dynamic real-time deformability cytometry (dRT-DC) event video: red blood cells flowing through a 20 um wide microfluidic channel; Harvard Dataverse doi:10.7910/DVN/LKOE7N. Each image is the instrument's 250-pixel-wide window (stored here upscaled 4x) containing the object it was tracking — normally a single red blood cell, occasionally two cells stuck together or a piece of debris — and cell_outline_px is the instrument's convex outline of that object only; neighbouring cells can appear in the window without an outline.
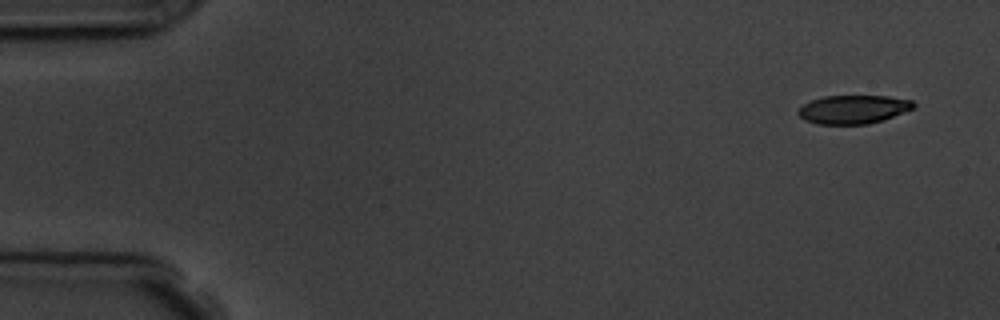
{"species": "common noctule bat (a hibernating species)", "species_latin": "Nyctalus noctula", "temperature_condition": "room temperature", "stored_images_in_passage": 4, "camera_frame_rate_fps": 3000, "um_per_image_px": 0.085, "animal": {"sex": "male", "body_mass_g": 19.5, "forearm_length_mm": 54.6}, "frame": {"image": 1, "passage_image": 1, "time_ms": 0.0, "image_size_px": [1000, 320], "cell_outline_px": [[916, 108], [884, 120], [868, 124], [816, 124], [804, 120], [796, 112], [804, 104], [812, 100], [824, 96], [888, 96], [912, 100], [916, 104]], "centroid_in_image_um": [72.57, 9.3], "position_along_channel_um": 12.4, "area_um2": 19.36}}